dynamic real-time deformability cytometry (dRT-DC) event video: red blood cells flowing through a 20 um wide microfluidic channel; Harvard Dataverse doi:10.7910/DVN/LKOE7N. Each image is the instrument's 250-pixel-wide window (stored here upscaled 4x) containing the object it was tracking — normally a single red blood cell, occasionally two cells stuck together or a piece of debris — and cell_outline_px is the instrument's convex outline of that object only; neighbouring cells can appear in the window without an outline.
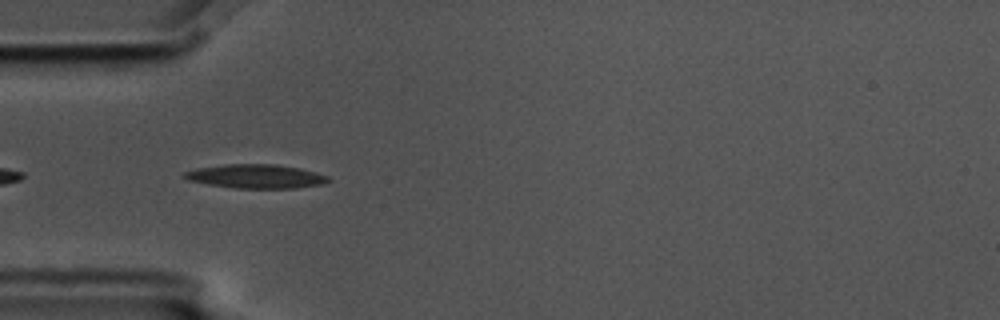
{"species": "common noctule bat (a hibernating species)", "species_latin": "Nyctalus noctula", "temperature_condition": "cold", "stored_images_in_passage": 4, "camera_frame_rate_fps": 3000, "um_per_image_px": 0.085, "animal": {"sex": "male", "body_mass_g": 17.5, "forearm_length_mm": 52.3}, "frame": {"image": 1, "passage_image": 3, "time_ms": 0.667, "image_size_px": [1000, 320], "cell_outline_px": [[332, 180], [320, 184], [296, 188], [232, 188], [208, 184], [188, 180], [184, 176], [184, 172], [196, 168], [224, 164], [276, 164], [300, 168], [316, 172], [328, 176]], "centroid_in_image_um": [21.76, 14.98], "position_along_channel_um": 63.2, "area_um2": 20.06}}